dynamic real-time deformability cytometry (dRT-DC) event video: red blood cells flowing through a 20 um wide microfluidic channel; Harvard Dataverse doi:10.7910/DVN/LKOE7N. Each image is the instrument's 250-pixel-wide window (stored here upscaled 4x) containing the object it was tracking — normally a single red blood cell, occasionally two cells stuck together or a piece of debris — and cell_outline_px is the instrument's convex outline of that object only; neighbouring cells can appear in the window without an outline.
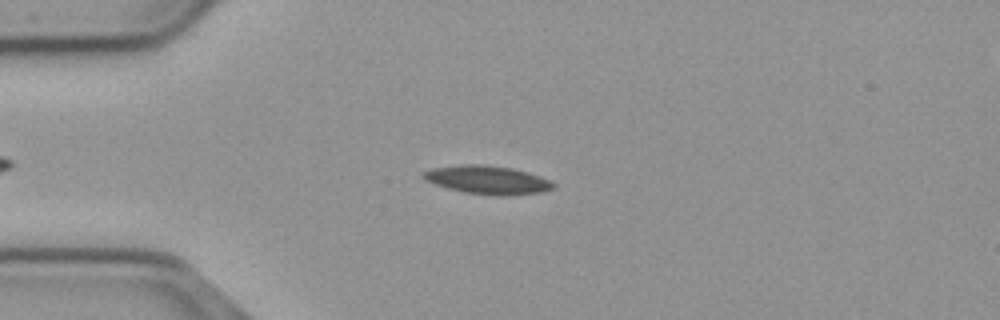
{"species": "common noctule bat (a hibernating species)", "species_latin": "Nyctalus noctula", "temperature_condition": "cold", "stored_images_in_passage": 50, "camera_frame_rate_fps": 3000, "um_per_image_px": 0.085, "animal": {"sex": "male", "body_mass_g": 23.1, "forearm_length_mm": 52.7}, "frame": {"image": 1, "passage_image": 13, "time_ms": 4.0, "image_size_px": [1000, 320], "cell_outline_px": [[556, 184], [552, 188], [540, 192], [504, 196], [464, 192], [448, 188], [424, 180], [420, 176], [424, 172], [432, 168], [464, 164], [480, 164], [512, 168], [540, 176]], "centroid_in_image_um": [41.4, 15.28], "position_along_channel_um": 43.6, "area_um2": 21.21}}
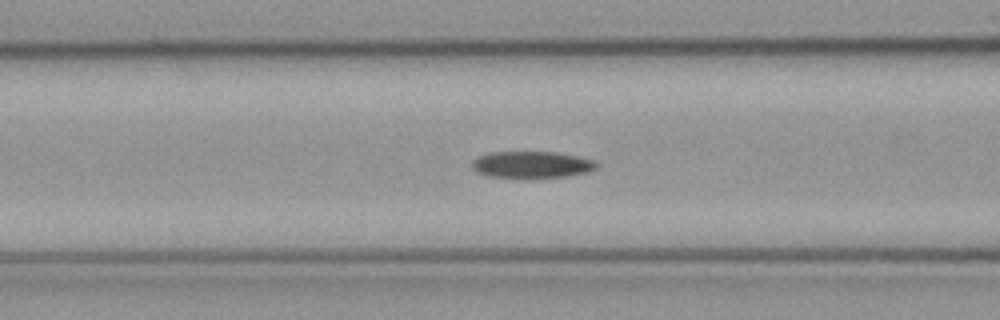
{"frame": {"image": 2, "passage_image": 21, "time_ms": 6.667, "image_size_px": [1000, 320], "cell_outline_px": [[600, 164], [596, 168], [588, 172], [568, 176], [524, 180], [484, 176], [476, 172], [472, 168], [472, 160], [476, 156], [488, 152], [556, 152], [596, 160]], "centroid_in_image_um": [45.15, 14.03], "position_along_channel_um": 121.4, "area_um2": 20.4}}
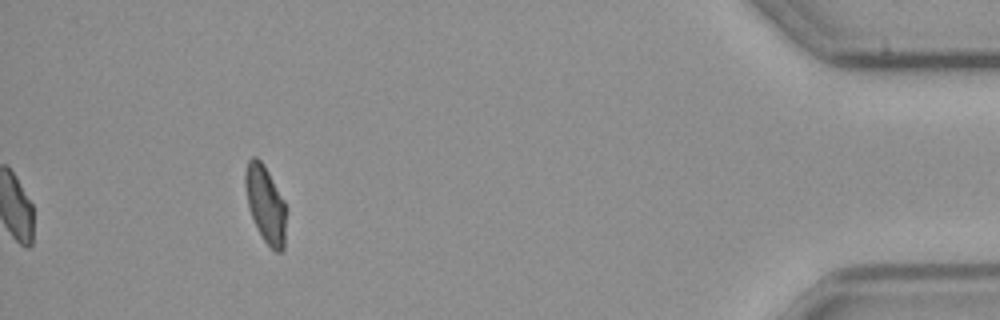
{"frame": {"image": 3, "passage_image": 50, "time_ms": 16.333, "image_size_px": [1000, 320], "cell_outline_px": [[284, 248], [280, 252], [276, 252], [264, 240], [252, 216], [248, 204], [244, 184], [244, 172], [248, 160], [252, 156], [256, 156], [264, 164], [284, 200]], "centroid_in_image_um": [22.53, 17.28], "position_along_channel_um": 412.7, "area_um2": 17.86}, "authors_computed_cell_mechanics": {"area_um2": 19.7098, "velocity_mm_per_s": 3.6939, "shape_relaxation_time_tau1_ms": null, "shape_relaxation_time_tau2_ms": 7.0316, "deformation_change_tau1": null, "deformation_change_tau2": 0.1335}}